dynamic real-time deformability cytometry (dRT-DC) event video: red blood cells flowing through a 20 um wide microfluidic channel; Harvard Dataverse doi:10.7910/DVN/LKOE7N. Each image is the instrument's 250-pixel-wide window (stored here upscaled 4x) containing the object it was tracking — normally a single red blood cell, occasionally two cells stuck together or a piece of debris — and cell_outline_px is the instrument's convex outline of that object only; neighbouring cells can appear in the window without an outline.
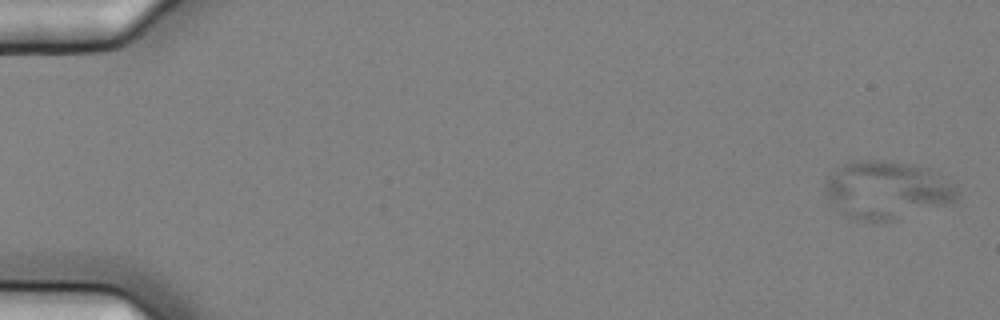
{"species": "common noctule bat (a hibernating species)", "species_latin": "Nyctalus noctula", "temperature_condition": "cold", "stored_images_in_passage": 3, "camera_frame_rate_fps": 3000, "um_per_image_px": 0.085, "animal": {"sex": "female", "body_mass_g": 25.1}, "frame": {"image": 1, "passage_image": 1, "time_ms": 0.0, "image_size_px": [1000, 320], "cell_outline_px": [[960, 196], [956, 200], [944, 204], [892, 220], [856, 220], [844, 216], [824, 192], [824, 180], [832, 172], [844, 164], [856, 160], [880, 160], [908, 164], [928, 168], [956, 184]], "centroid_in_image_um": [75.36, 16.13], "position_along_channel_um": 9.6, "area_um2": 44.1}}